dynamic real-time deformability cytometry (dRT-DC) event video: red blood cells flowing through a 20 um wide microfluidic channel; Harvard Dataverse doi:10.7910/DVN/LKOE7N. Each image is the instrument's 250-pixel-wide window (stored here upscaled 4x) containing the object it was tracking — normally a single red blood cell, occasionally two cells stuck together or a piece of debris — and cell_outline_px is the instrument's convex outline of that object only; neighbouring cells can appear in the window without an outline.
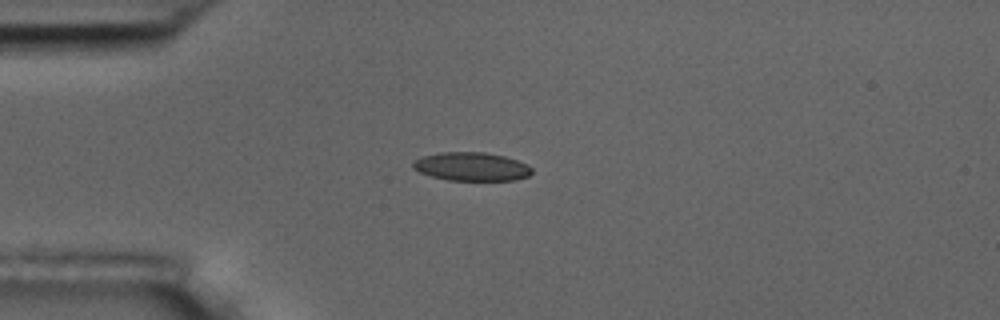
{"species": "common noctule bat (a hibernating species)", "species_latin": "Nyctalus noctula", "temperature_condition": "room temperature", "stored_images_in_passage": 4, "camera_frame_rate_fps": 3000, "um_per_image_px": 0.085, "animal": {"sex": "male", "body_mass_g": 17.5, "forearm_length_mm": 52.3}, "frame": {"image": 1, "passage_image": 1, "time_ms": 0.0, "image_size_px": [1000, 320], "cell_outline_px": [[532, 172], [528, 176], [516, 180], [448, 180], [432, 176], [420, 172], [412, 168], [412, 164], [416, 160], [424, 156], [440, 152], [484, 152], [504, 156], [516, 160], [532, 168]], "centroid_in_image_um": [40.08, 14.16], "position_along_channel_um": 44.9, "area_um2": 19.54}}